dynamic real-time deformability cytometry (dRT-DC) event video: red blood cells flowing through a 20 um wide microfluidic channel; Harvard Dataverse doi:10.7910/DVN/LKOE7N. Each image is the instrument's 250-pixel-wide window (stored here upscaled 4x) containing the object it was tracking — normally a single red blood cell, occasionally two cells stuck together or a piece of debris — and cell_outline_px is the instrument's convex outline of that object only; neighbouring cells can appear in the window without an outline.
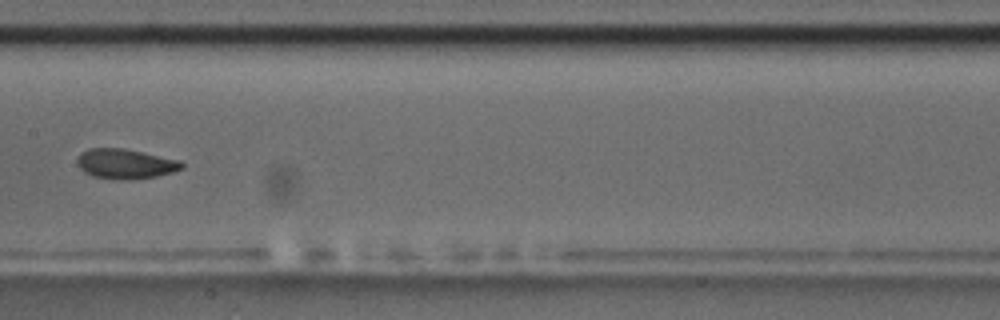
{"species": "common noctule bat (a hibernating species)", "species_latin": "Nyctalus noctula", "temperature_condition": "room temperature", "stored_images_in_passage": 9, "camera_frame_rate_fps": 3000, "um_per_image_px": 0.085, "animal": {"sex": "male", "body_mass_g": 17.5, "forearm_length_mm": 52.3}, "frame": {"image": 1, "passage_image": 8, "time_ms": 8.0, "image_size_px": [1000, 320], "cell_outline_px": [[184, 168], [172, 172], [156, 176], [124, 180], [120, 180], [92, 176], [84, 172], [80, 168], [76, 160], [80, 152], [88, 148], [124, 148], [180, 160], [184, 164]], "centroid_in_image_um": [10.64, 13.92], "position_along_channel_um": 196.8, "area_um2": 18.26}}
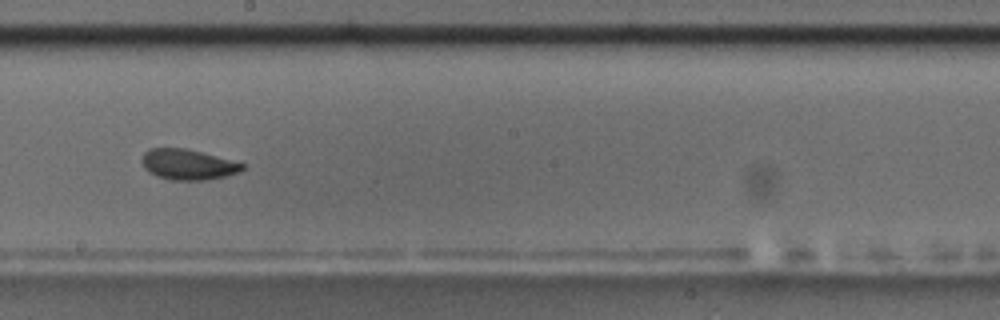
{"frame": {"image": 2, "passage_image": 9, "time_ms": 9.0, "image_size_px": [1000, 320], "cell_outline_px": [[244, 168], [240, 172], [224, 176], [204, 180], [172, 180], [156, 176], [148, 172], [144, 168], [140, 160], [144, 152], [148, 148], [188, 148], [244, 164]], "centroid_in_image_um": [15.91, 13.97], "position_along_channel_um": 232.3, "area_um2": 17.92}}